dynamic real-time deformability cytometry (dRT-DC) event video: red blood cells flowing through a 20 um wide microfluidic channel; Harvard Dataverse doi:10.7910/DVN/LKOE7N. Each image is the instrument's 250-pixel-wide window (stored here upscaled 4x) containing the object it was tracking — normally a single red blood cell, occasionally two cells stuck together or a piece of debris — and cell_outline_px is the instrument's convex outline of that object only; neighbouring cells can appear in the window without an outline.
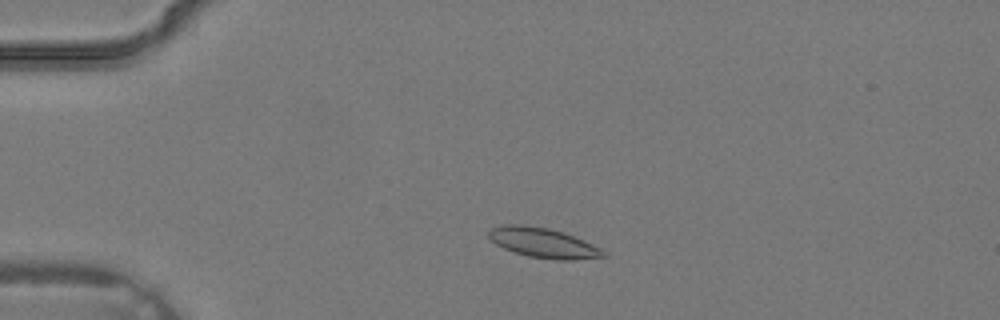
{"species": "common noctule bat (a hibernating species)", "species_latin": "Nyctalus noctula", "temperature_condition": "warm", "stored_images_in_passage": 33, "camera_frame_rate_fps": 3000, "um_per_image_px": 0.085, "animal": {"sex": "male", "body_mass_g": 19.2, "forearm_length_mm": 51.8}, "frame": {"image": 1, "passage_image": 5, "time_ms": 1.333, "image_size_px": [1000, 320], "cell_outline_px": [[608, 256], [572, 260], [556, 260], [528, 256], [504, 248], [496, 244], [488, 236], [488, 232], [492, 228], [504, 224], [520, 224], [548, 228], [564, 232], [584, 240], [600, 248]], "centroid_in_image_um": [46.18, 20.63], "position_along_channel_um": 38.8, "area_um2": 19.83}}
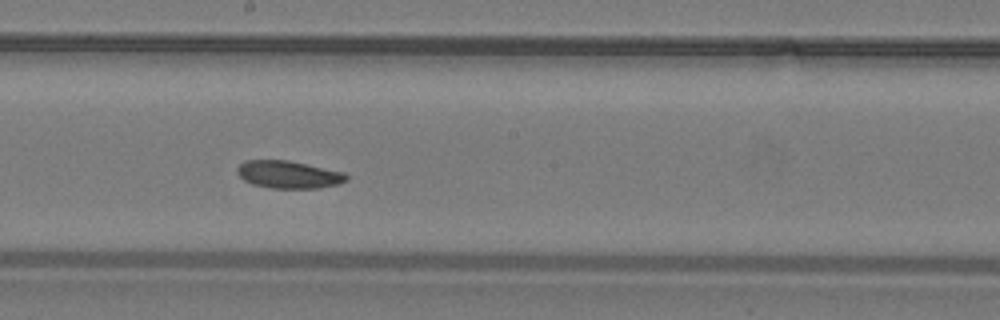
{"frame": {"image": 2, "passage_image": 17, "time_ms": 5.333, "image_size_px": [1000, 320], "cell_outline_px": [[348, 180], [336, 184], [320, 188], [272, 188], [252, 184], [244, 180], [236, 172], [236, 168], [244, 160], [288, 160], [344, 172], [348, 176]], "centroid_in_image_um": [24.51, 14.83], "position_along_channel_um": 223.7, "area_um2": 17.51}}
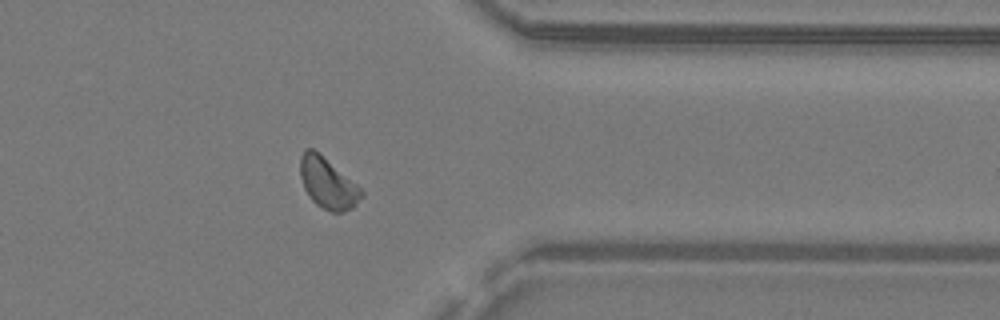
{"frame": {"image": 3, "passage_image": 26, "time_ms": 8.333, "image_size_px": [1000, 320], "cell_outline_px": [[364, 196], [352, 208], [344, 212], [332, 212], [316, 204], [308, 196], [304, 188], [300, 176], [300, 156], [304, 148], [312, 148], [356, 184], [364, 192]], "centroid_in_image_um": [27.84, 15.59], "position_along_channel_um": 383.6, "area_um2": 17.86}}